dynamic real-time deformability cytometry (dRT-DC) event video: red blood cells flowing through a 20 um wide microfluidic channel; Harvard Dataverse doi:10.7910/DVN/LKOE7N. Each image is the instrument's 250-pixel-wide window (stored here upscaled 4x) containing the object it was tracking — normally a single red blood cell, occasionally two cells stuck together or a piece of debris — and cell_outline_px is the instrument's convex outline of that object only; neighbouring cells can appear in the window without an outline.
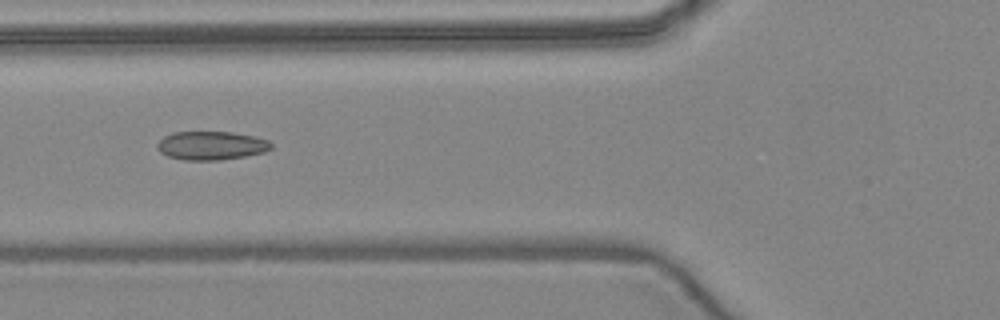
{"species": "common noctule bat (a hibernating species)", "species_latin": "Nyctalus noctula", "temperature_condition": "warm", "stored_images_in_passage": 5, "camera_frame_rate_fps": 3000, "um_per_image_px": 0.085, "animal": {"sex": "female", "body_mass_g": 24.6, "forearm_length_mm": 56.2}, "frame": {"image": 1, "passage_image": 5, "time_ms": 4.667, "image_size_px": [1000, 320], "cell_outline_px": [[272, 148], [264, 152], [244, 156], [220, 160], [184, 160], [168, 156], [160, 152], [156, 144], [164, 136], [172, 132], [232, 132], [256, 136], [268, 140], [272, 144]], "centroid_in_image_um": [17.96, 12.37], "position_along_channel_um": 107.8, "area_um2": 19.02}}